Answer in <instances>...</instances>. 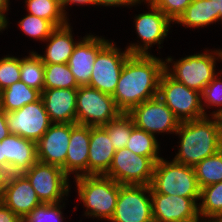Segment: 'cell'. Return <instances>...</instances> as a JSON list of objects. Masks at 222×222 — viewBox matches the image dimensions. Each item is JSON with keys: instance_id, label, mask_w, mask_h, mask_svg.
Segmentation results:
<instances>
[{"instance_id": "1", "label": "cell", "mask_w": 222, "mask_h": 222, "mask_svg": "<svg viewBox=\"0 0 222 222\" xmlns=\"http://www.w3.org/2000/svg\"><path fill=\"white\" fill-rule=\"evenodd\" d=\"M165 60L154 55H130L121 70L112 97L122 113H129L144 101L158 96Z\"/></svg>"}, {"instance_id": "2", "label": "cell", "mask_w": 222, "mask_h": 222, "mask_svg": "<svg viewBox=\"0 0 222 222\" xmlns=\"http://www.w3.org/2000/svg\"><path fill=\"white\" fill-rule=\"evenodd\" d=\"M175 134L180 138V145L172 160L179 164L195 167L222 149L218 127L212 116L181 122Z\"/></svg>"}, {"instance_id": "3", "label": "cell", "mask_w": 222, "mask_h": 222, "mask_svg": "<svg viewBox=\"0 0 222 222\" xmlns=\"http://www.w3.org/2000/svg\"><path fill=\"white\" fill-rule=\"evenodd\" d=\"M73 179L78 197L87 209L84 215L110 222L121 184L105 175H84Z\"/></svg>"}, {"instance_id": "4", "label": "cell", "mask_w": 222, "mask_h": 222, "mask_svg": "<svg viewBox=\"0 0 222 222\" xmlns=\"http://www.w3.org/2000/svg\"><path fill=\"white\" fill-rule=\"evenodd\" d=\"M172 59L174 58L167 56L165 71L176 81L202 93L205 86L217 75L216 61H222V49H207L204 53L186 55L176 61Z\"/></svg>"}, {"instance_id": "5", "label": "cell", "mask_w": 222, "mask_h": 222, "mask_svg": "<svg viewBox=\"0 0 222 222\" xmlns=\"http://www.w3.org/2000/svg\"><path fill=\"white\" fill-rule=\"evenodd\" d=\"M150 187L163 195L200 197L194 167L160 158L154 166Z\"/></svg>"}, {"instance_id": "6", "label": "cell", "mask_w": 222, "mask_h": 222, "mask_svg": "<svg viewBox=\"0 0 222 222\" xmlns=\"http://www.w3.org/2000/svg\"><path fill=\"white\" fill-rule=\"evenodd\" d=\"M158 97L180 122L205 117L201 93L176 81L166 71L160 77Z\"/></svg>"}, {"instance_id": "7", "label": "cell", "mask_w": 222, "mask_h": 222, "mask_svg": "<svg viewBox=\"0 0 222 222\" xmlns=\"http://www.w3.org/2000/svg\"><path fill=\"white\" fill-rule=\"evenodd\" d=\"M122 112L117 108L112 95L89 86L77 88L76 123L90 127L104 126Z\"/></svg>"}, {"instance_id": "8", "label": "cell", "mask_w": 222, "mask_h": 222, "mask_svg": "<svg viewBox=\"0 0 222 222\" xmlns=\"http://www.w3.org/2000/svg\"><path fill=\"white\" fill-rule=\"evenodd\" d=\"M44 204L63 203L70 192L69 177L61 167L37 161L23 173Z\"/></svg>"}, {"instance_id": "9", "label": "cell", "mask_w": 222, "mask_h": 222, "mask_svg": "<svg viewBox=\"0 0 222 222\" xmlns=\"http://www.w3.org/2000/svg\"><path fill=\"white\" fill-rule=\"evenodd\" d=\"M154 166L150 157L137 155L125 147L116 150L105 176L121 185H150Z\"/></svg>"}, {"instance_id": "10", "label": "cell", "mask_w": 222, "mask_h": 222, "mask_svg": "<svg viewBox=\"0 0 222 222\" xmlns=\"http://www.w3.org/2000/svg\"><path fill=\"white\" fill-rule=\"evenodd\" d=\"M146 13L135 15V30L137 37H139L141 43H131L125 48L131 55H150L148 49L153 45H159L163 43L170 30L171 23L174 24L166 15H164L157 7L152 3H147Z\"/></svg>"}, {"instance_id": "11", "label": "cell", "mask_w": 222, "mask_h": 222, "mask_svg": "<svg viewBox=\"0 0 222 222\" xmlns=\"http://www.w3.org/2000/svg\"><path fill=\"white\" fill-rule=\"evenodd\" d=\"M110 221L154 222L150 185H121Z\"/></svg>"}, {"instance_id": "12", "label": "cell", "mask_w": 222, "mask_h": 222, "mask_svg": "<svg viewBox=\"0 0 222 222\" xmlns=\"http://www.w3.org/2000/svg\"><path fill=\"white\" fill-rule=\"evenodd\" d=\"M130 55L127 49L121 52V49L116 44L112 41L109 42L97 54L93 64L91 79L87 86L113 95L121 75V70Z\"/></svg>"}, {"instance_id": "13", "label": "cell", "mask_w": 222, "mask_h": 222, "mask_svg": "<svg viewBox=\"0 0 222 222\" xmlns=\"http://www.w3.org/2000/svg\"><path fill=\"white\" fill-rule=\"evenodd\" d=\"M128 114L137 128L154 136L157 133L174 134L181 123L158 96L142 102Z\"/></svg>"}, {"instance_id": "14", "label": "cell", "mask_w": 222, "mask_h": 222, "mask_svg": "<svg viewBox=\"0 0 222 222\" xmlns=\"http://www.w3.org/2000/svg\"><path fill=\"white\" fill-rule=\"evenodd\" d=\"M5 117L10 134L19 135L35 143L52 124L42 98L24 105L21 109L5 112Z\"/></svg>"}, {"instance_id": "15", "label": "cell", "mask_w": 222, "mask_h": 222, "mask_svg": "<svg viewBox=\"0 0 222 222\" xmlns=\"http://www.w3.org/2000/svg\"><path fill=\"white\" fill-rule=\"evenodd\" d=\"M200 197L163 195L151 188L154 222H202L198 211Z\"/></svg>"}, {"instance_id": "16", "label": "cell", "mask_w": 222, "mask_h": 222, "mask_svg": "<svg viewBox=\"0 0 222 222\" xmlns=\"http://www.w3.org/2000/svg\"><path fill=\"white\" fill-rule=\"evenodd\" d=\"M77 123H52L37 142L39 162L61 167L65 172L71 129Z\"/></svg>"}, {"instance_id": "17", "label": "cell", "mask_w": 222, "mask_h": 222, "mask_svg": "<svg viewBox=\"0 0 222 222\" xmlns=\"http://www.w3.org/2000/svg\"><path fill=\"white\" fill-rule=\"evenodd\" d=\"M37 161V143L16 134L0 141V165L10 174H23Z\"/></svg>"}, {"instance_id": "18", "label": "cell", "mask_w": 222, "mask_h": 222, "mask_svg": "<svg viewBox=\"0 0 222 222\" xmlns=\"http://www.w3.org/2000/svg\"><path fill=\"white\" fill-rule=\"evenodd\" d=\"M104 38L87 34L75 46L67 64L79 86L89 84L97 54L110 42Z\"/></svg>"}, {"instance_id": "19", "label": "cell", "mask_w": 222, "mask_h": 222, "mask_svg": "<svg viewBox=\"0 0 222 222\" xmlns=\"http://www.w3.org/2000/svg\"><path fill=\"white\" fill-rule=\"evenodd\" d=\"M1 202L22 220L42 204L24 174H10Z\"/></svg>"}, {"instance_id": "20", "label": "cell", "mask_w": 222, "mask_h": 222, "mask_svg": "<svg viewBox=\"0 0 222 222\" xmlns=\"http://www.w3.org/2000/svg\"><path fill=\"white\" fill-rule=\"evenodd\" d=\"M90 144V126L76 124L71 129L67 156L65 160V174L74 178L88 175V155Z\"/></svg>"}, {"instance_id": "21", "label": "cell", "mask_w": 222, "mask_h": 222, "mask_svg": "<svg viewBox=\"0 0 222 222\" xmlns=\"http://www.w3.org/2000/svg\"><path fill=\"white\" fill-rule=\"evenodd\" d=\"M41 98L52 123H76L77 88L45 89Z\"/></svg>"}, {"instance_id": "22", "label": "cell", "mask_w": 222, "mask_h": 222, "mask_svg": "<svg viewBox=\"0 0 222 222\" xmlns=\"http://www.w3.org/2000/svg\"><path fill=\"white\" fill-rule=\"evenodd\" d=\"M115 152L107 131L102 126L90 127L88 175H105Z\"/></svg>"}, {"instance_id": "23", "label": "cell", "mask_w": 222, "mask_h": 222, "mask_svg": "<svg viewBox=\"0 0 222 222\" xmlns=\"http://www.w3.org/2000/svg\"><path fill=\"white\" fill-rule=\"evenodd\" d=\"M71 23L56 27L45 40L47 42L44 55L38 54L44 64L67 63L75 46L81 40L73 39Z\"/></svg>"}, {"instance_id": "24", "label": "cell", "mask_w": 222, "mask_h": 222, "mask_svg": "<svg viewBox=\"0 0 222 222\" xmlns=\"http://www.w3.org/2000/svg\"><path fill=\"white\" fill-rule=\"evenodd\" d=\"M40 98L39 90L19 81L0 92V108L5 112H12L21 109L24 105L36 102Z\"/></svg>"}, {"instance_id": "25", "label": "cell", "mask_w": 222, "mask_h": 222, "mask_svg": "<svg viewBox=\"0 0 222 222\" xmlns=\"http://www.w3.org/2000/svg\"><path fill=\"white\" fill-rule=\"evenodd\" d=\"M175 23L194 29L211 25L214 23V7L211 0H192Z\"/></svg>"}, {"instance_id": "26", "label": "cell", "mask_w": 222, "mask_h": 222, "mask_svg": "<svg viewBox=\"0 0 222 222\" xmlns=\"http://www.w3.org/2000/svg\"><path fill=\"white\" fill-rule=\"evenodd\" d=\"M199 200L201 221L217 220L222 215V181L201 188Z\"/></svg>"}, {"instance_id": "27", "label": "cell", "mask_w": 222, "mask_h": 222, "mask_svg": "<svg viewBox=\"0 0 222 222\" xmlns=\"http://www.w3.org/2000/svg\"><path fill=\"white\" fill-rule=\"evenodd\" d=\"M29 14L50 21L55 27L68 23L59 0H25Z\"/></svg>"}, {"instance_id": "28", "label": "cell", "mask_w": 222, "mask_h": 222, "mask_svg": "<svg viewBox=\"0 0 222 222\" xmlns=\"http://www.w3.org/2000/svg\"><path fill=\"white\" fill-rule=\"evenodd\" d=\"M20 58V81L42 92L44 90V63L36 51Z\"/></svg>"}, {"instance_id": "29", "label": "cell", "mask_w": 222, "mask_h": 222, "mask_svg": "<svg viewBox=\"0 0 222 222\" xmlns=\"http://www.w3.org/2000/svg\"><path fill=\"white\" fill-rule=\"evenodd\" d=\"M156 138V136L135 126L131 131L126 148L137 155L150 157L156 163L162 158L158 155L160 152V143Z\"/></svg>"}, {"instance_id": "30", "label": "cell", "mask_w": 222, "mask_h": 222, "mask_svg": "<svg viewBox=\"0 0 222 222\" xmlns=\"http://www.w3.org/2000/svg\"><path fill=\"white\" fill-rule=\"evenodd\" d=\"M78 87L79 85L67 63L44 64V90Z\"/></svg>"}, {"instance_id": "31", "label": "cell", "mask_w": 222, "mask_h": 222, "mask_svg": "<svg viewBox=\"0 0 222 222\" xmlns=\"http://www.w3.org/2000/svg\"><path fill=\"white\" fill-rule=\"evenodd\" d=\"M200 189L222 181V149L203 159L195 167Z\"/></svg>"}, {"instance_id": "32", "label": "cell", "mask_w": 222, "mask_h": 222, "mask_svg": "<svg viewBox=\"0 0 222 222\" xmlns=\"http://www.w3.org/2000/svg\"><path fill=\"white\" fill-rule=\"evenodd\" d=\"M102 127L107 131L116 151L126 147L135 124L128 113H121L117 118Z\"/></svg>"}, {"instance_id": "33", "label": "cell", "mask_w": 222, "mask_h": 222, "mask_svg": "<svg viewBox=\"0 0 222 222\" xmlns=\"http://www.w3.org/2000/svg\"><path fill=\"white\" fill-rule=\"evenodd\" d=\"M21 31L27 36L44 42L56 28L50 21L27 14L18 21Z\"/></svg>"}, {"instance_id": "34", "label": "cell", "mask_w": 222, "mask_h": 222, "mask_svg": "<svg viewBox=\"0 0 222 222\" xmlns=\"http://www.w3.org/2000/svg\"><path fill=\"white\" fill-rule=\"evenodd\" d=\"M65 202L62 204H44L42 203L36 207L28 216H26L23 222H63V211Z\"/></svg>"}, {"instance_id": "35", "label": "cell", "mask_w": 222, "mask_h": 222, "mask_svg": "<svg viewBox=\"0 0 222 222\" xmlns=\"http://www.w3.org/2000/svg\"><path fill=\"white\" fill-rule=\"evenodd\" d=\"M20 81V58L6 55L0 58V92Z\"/></svg>"}, {"instance_id": "36", "label": "cell", "mask_w": 222, "mask_h": 222, "mask_svg": "<svg viewBox=\"0 0 222 222\" xmlns=\"http://www.w3.org/2000/svg\"><path fill=\"white\" fill-rule=\"evenodd\" d=\"M221 73L222 69L220 72L217 73L213 80L205 86L203 92L201 93L202 108L206 116H208V114L207 111H205V108H222V80L220 77L222 75Z\"/></svg>"}, {"instance_id": "37", "label": "cell", "mask_w": 222, "mask_h": 222, "mask_svg": "<svg viewBox=\"0 0 222 222\" xmlns=\"http://www.w3.org/2000/svg\"><path fill=\"white\" fill-rule=\"evenodd\" d=\"M191 2L192 0H153L151 3L175 23Z\"/></svg>"}, {"instance_id": "38", "label": "cell", "mask_w": 222, "mask_h": 222, "mask_svg": "<svg viewBox=\"0 0 222 222\" xmlns=\"http://www.w3.org/2000/svg\"><path fill=\"white\" fill-rule=\"evenodd\" d=\"M141 3H138L137 0H95V5L97 6H113V7H131Z\"/></svg>"}, {"instance_id": "39", "label": "cell", "mask_w": 222, "mask_h": 222, "mask_svg": "<svg viewBox=\"0 0 222 222\" xmlns=\"http://www.w3.org/2000/svg\"><path fill=\"white\" fill-rule=\"evenodd\" d=\"M0 222H23V220L0 201Z\"/></svg>"}, {"instance_id": "40", "label": "cell", "mask_w": 222, "mask_h": 222, "mask_svg": "<svg viewBox=\"0 0 222 222\" xmlns=\"http://www.w3.org/2000/svg\"><path fill=\"white\" fill-rule=\"evenodd\" d=\"M93 5L95 7V0H61V7L63 10V13L65 14V16L68 18L67 11L65 9H67L66 7L68 5Z\"/></svg>"}, {"instance_id": "41", "label": "cell", "mask_w": 222, "mask_h": 222, "mask_svg": "<svg viewBox=\"0 0 222 222\" xmlns=\"http://www.w3.org/2000/svg\"><path fill=\"white\" fill-rule=\"evenodd\" d=\"M9 176H10L9 170L6 167L0 165V201L2 200Z\"/></svg>"}, {"instance_id": "42", "label": "cell", "mask_w": 222, "mask_h": 222, "mask_svg": "<svg viewBox=\"0 0 222 222\" xmlns=\"http://www.w3.org/2000/svg\"><path fill=\"white\" fill-rule=\"evenodd\" d=\"M10 135V131L7 125L5 111L0 108V141Z\"/></svg>"}, {"instance_id": "43", "label": "cell", "mask_w": 222, "mask_h": 222, "mask_svg": "<svg viewBox=\"0 0 222 222\" xmlns=\"http://www.w3.org/2000/svg\"><path fill=\"white\" fill-rule=\"evenodd\" d=\"M214 7V23L221 22L222 24V0H211Z\"/></svg>"}, {"instance_id": "44", "label": "cell", "mask_w": 222, "mask_h": 222, "mask_svg": "<svg viewBox=\"0 0 222 222\" xmlns=\"http://www.w3.org/2000/svg\"><path fill=\"white\" fill-rule=\"evenodd\" d=\"M209 116H212L215 119L219 135L222 141V108L213 111L212 113L209 114Z\"/></svg>"}, {"instance_id": "45", "label": "cell", "mask_w": 222, "mask_h": 222, "mask_svg": "<svg viewBox=\"0 0 222 222\" xmlns=\"http://www.w3.org/2000/svg\"><path fill=\"white\" fill-rule=\"evenodd\" d=\"M10 0H0V13L6 18V13L9 10Z\"/></svg>"}, {"instance_id": "46", "label": "cell", "mask_w": 222, "mask_h": 222, "mask_svg": "<svg viewBox=\"0 0 222 222\" xmlns=\"http://www.w3.org/2000/svg\"><path fill=\"white\" fill-rule=\"evenodd\" d=\"M8 18H5L1 13H0V31L2 32L6 27L8 26Z\"/></svg>"}, {"instance_id": "47", "label": "cell", "mask_w": 222, "mask_h": 222, "mask_svg": "<svg viewBox=\"0 0 222 222\" xmlns=\"http://www.w3.org/2000/svg\"><path fill=\"white\" fill-rule=\"evenodd\" d=\"M152 1L153 0H137L138 3H143L144 2V4L149 3V2L151 3Z\"/></svg>"}, {"instance_id": "48", "label": "cell", "mask_w": 222, "mask_h": 222, "mask_svg": "<svg viewBox=\"0 0 222 222\" xmlns=\"http://www.w3.org/2000/svg\"><path fill=\"white\" fill-rule=\"evenodd\" d=\"M203 222H219L217 220H207V221H203Z\"/></svg>"}, {"instance_id": "49", "label": "cell", "mask_w": 222, "mask_h": 222, "mask_svg": "<svg viewBox=\"0 0 222 222\" xmlns=\"http://www.w3.org/2000/svg\"><path fill=\"white\" fill-rule=\"evenodd\" d=\"M217 221L222 222V215L217 219Z\"/></svg>"}]
</instances>
